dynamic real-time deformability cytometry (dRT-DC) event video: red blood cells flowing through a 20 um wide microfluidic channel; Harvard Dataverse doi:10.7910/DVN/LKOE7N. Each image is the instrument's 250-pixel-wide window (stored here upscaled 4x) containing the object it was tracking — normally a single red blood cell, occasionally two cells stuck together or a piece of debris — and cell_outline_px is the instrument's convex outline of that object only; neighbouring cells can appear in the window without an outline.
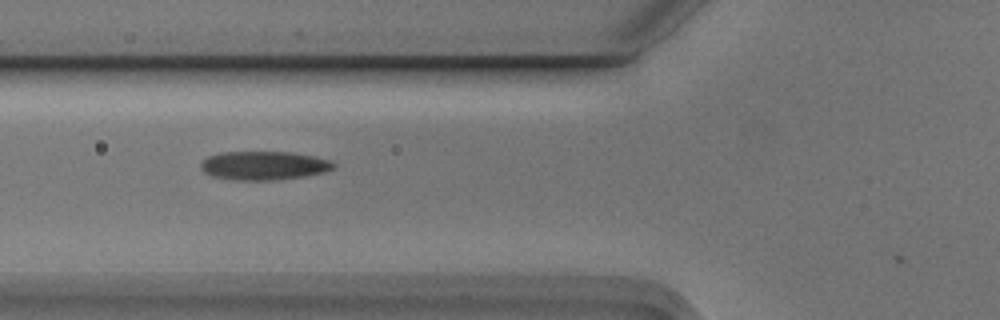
{"species": "Egyptian fruit bat (a non-hibernating species)", "species_latin": "Rousettus aegyptiacus", "temperature_condition": "cold", "stored_images_in_passage": 8, "camera_frame_rate_fps": 3000, "um_per_image_px": 0.085, "animal": {"sex": "male"}, "frame": {"image": 1, "passage_image": 6, "time_ms": 1.667, "image_size_px": [1000, 320], "cell_outline_px": [[336, 164], [332, 168], [324, 172], [304, 176], [276, 180], [236, 180], [212, 176], [204, 172], [200, 168], [200, 164], [208, 156], [220, 152], [292, 152], [316, 156], [332, 160]], "centroid_in_image_um": [22.44, 14.06], "position_along_channel_um": 103.4, "area_um2": 22.31}}
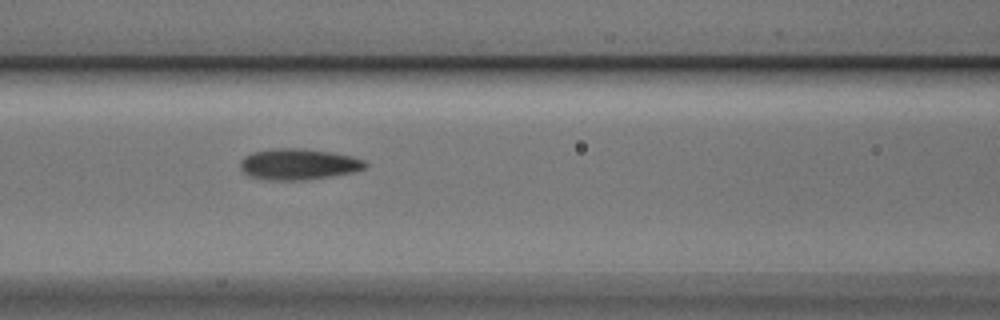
{"frame": {"image": 2, "passage_image": 7, "time_ms": 2.0, "image_size_px": [1000, 320], "cell_outline_px": [[368, 164], [364, 168], [352, 172], [304, 180], [264, 180], [252, 176], [244, 172], [240, 168], [240, 160], [244, 156], [252, 152], [276, 148], [300, 148], [328, 152], [352, 156], [364, 160]], "centroid_in_image_um": [25.33, 13.95], "position_along_channel_um": 141.3, "area_um2": 22.43}}
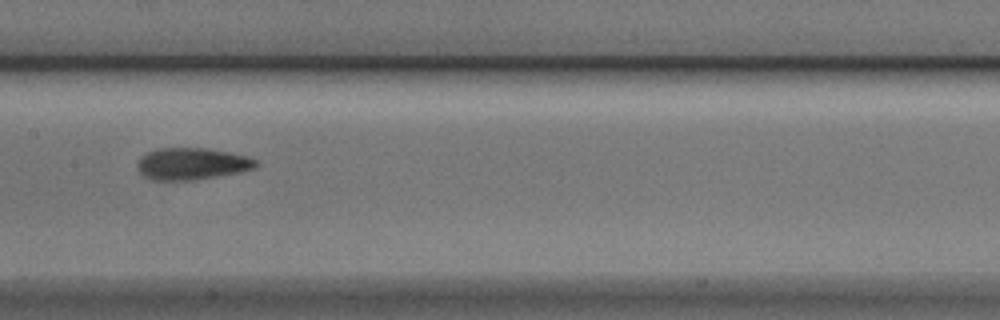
{"frame": {"image": 3, "passage_image": 8, "time_ms": 2.333, "image_size_px": [1000, 320], "cell_outline_px": [[260, 164], [252, 168], [236, 172], [192, 180], [152, 180], [144, 176], [140, 172], [136, 164], [140, 156], [156, 148], [208, 148], [248, 156], [256, 160]], "centroid_in_image_um": [16.26, 13.9], "position_along_channel_um": 191.1, "area_um2": 21.85}}